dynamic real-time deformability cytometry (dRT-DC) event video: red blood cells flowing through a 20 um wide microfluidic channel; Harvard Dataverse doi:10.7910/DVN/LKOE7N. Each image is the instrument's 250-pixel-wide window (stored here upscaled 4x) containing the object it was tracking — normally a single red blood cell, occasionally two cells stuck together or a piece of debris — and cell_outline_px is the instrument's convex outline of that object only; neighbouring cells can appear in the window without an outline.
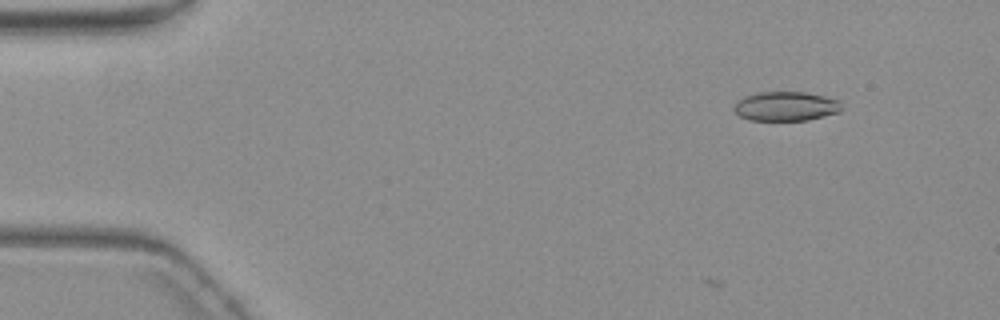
{"species": "common noctule bat (a hibernating species)", "species_latin": "Nyctalus noctula", "temperature_condition": "warm", "stored_images_in_passage": 5, "camera_frame_rate_fps": 3000, "um_per_image_px": 0.085, "animal": {"sex": "female", "body_mass_g": 19.3, "forearm_length_mm": 54.1}, "frame": {"image": 1, "passage_image": 1, "time_ms": 0.0, "image_size_px": [1000, 320], "cell_outline_px": [[844, 108], [840, 112], [808, 120], [748, 120], [740, 116], [732, 108], [736, 100], [744, 96], [756, 92], [804, 92], [824, 96], [840, 100]], "centroid_in_image_um": [66.8, 9.03], "position_along_channel_um": 18.2, "area_um2": 18.67}}
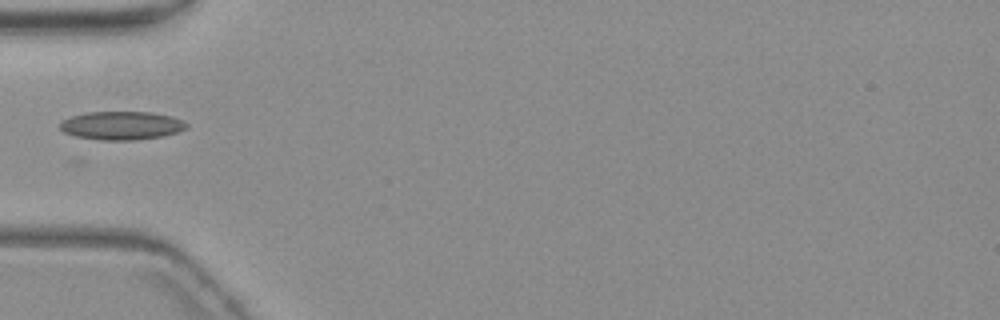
{"frame": {"image": 2, "passage_image": 4, "time_ms": 4.333, "image_size_px": [1000, 320], "cell_outline_px": [[188, 128], [164, 136], [136, 140], [100, 140], [76, 136], [64, 132], [60, 128], [60, 124], [64, 120], [72, 116], [88, 112], [152, 112], [172, 116], [188, 124]], "centroid_in_image_um": [10.36, 10.67], "position_along_channel_um": 74.6, "area_um2": 20.87}}
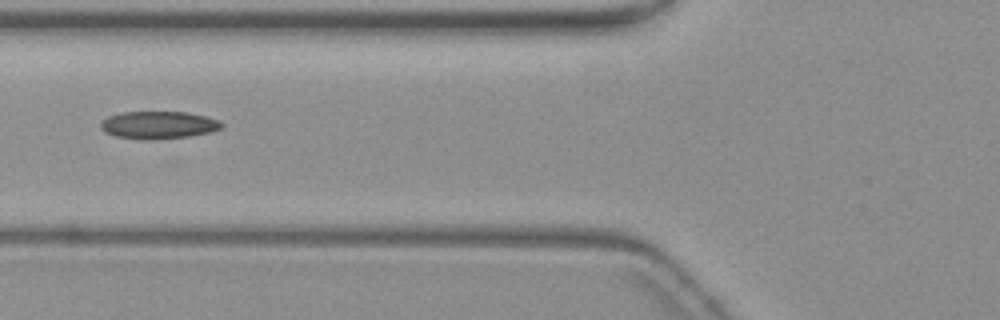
{"frame": {"image": 3, "passage_image": 5, "time_ms": 5.333, "image_size_px": [1000, 320], "cell_outline_px": [[224, 124], [220, 128], [212, 132], [192, 136], [152, 140], [140, 140], [116, 136], [104, 132], [100, 128], [100, 124], [108, 116], [124, 112], [188, 112], [220, 120]], "centroid_in_image_um": [13.48, 10.64], "position_along_channel_um": 112.3, "area_um2": 19.59}}